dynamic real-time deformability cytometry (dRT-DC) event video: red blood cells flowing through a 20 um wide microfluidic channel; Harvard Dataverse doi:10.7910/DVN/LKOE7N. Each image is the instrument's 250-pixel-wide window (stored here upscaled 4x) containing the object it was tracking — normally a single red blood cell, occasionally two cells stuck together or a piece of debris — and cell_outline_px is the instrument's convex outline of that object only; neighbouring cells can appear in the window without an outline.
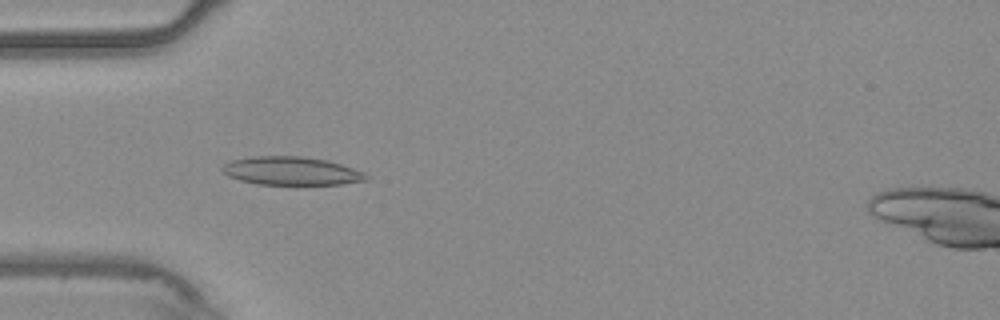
{"species": "common noctule bat (a hibernating species)", "species_latin": "Nyctalus noctula", "temperature_condition": "warm", "stored_images_in_passage": 53, "camera_frame_rate_fps": 3000, "um_per_image_px": 0.085, "animal": {"sex": "male", "body_mass_g": 20.4}, "frame": {"image": 1, "passage_image": 16, "time_ms": 5.0, "image_size_px": [1000, 320], "cell_outline_px": [[372, 176], [368, 180], [340, 184], [256, 184], [240, 180], [228, 176], [220, 168], [224, 164], [232, 160], [248, 156], [300, 156], [328, 160], [364, 172]], "centroid_in_image_um": [24.77, 14.52], "position_along_channel_um": 60.2, "area_um2": 23.81}}
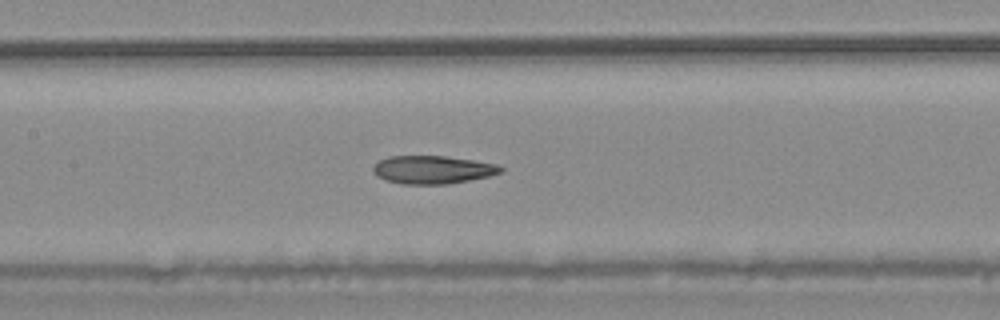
{"frame": {"image": 2, "passage_image": 25, "time_ms": 8.0, "image_size_px": [1000, 320], "cell_outline_px": [[504, 172], [488, 176], [448, 184], [400, 184], [376, 176], [372, 172], [372, 168], [380, 160], [388, 156], [444, 156], [472, 160], [496, 164], [504, 168]], "centroid_in_image_um": [36.76, 14.42], "position_along_channel_um": 170.6, "area_um2": 20.81}}
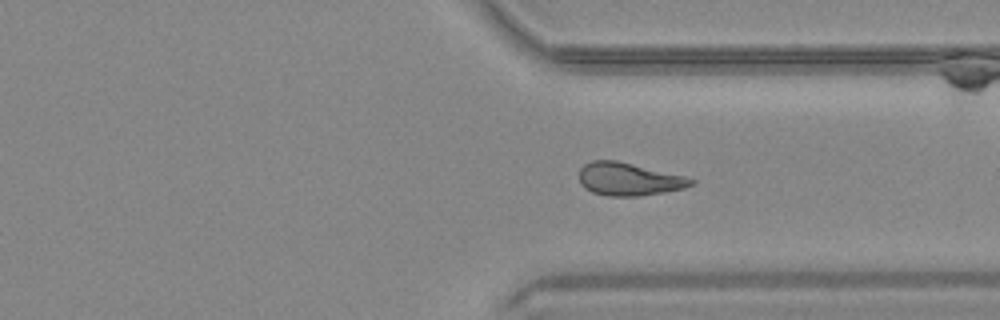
{"frame": {"image": 3, "passage_image": 40, "time_ms": 13.0, "image_size_px": [1000, 320], "cell_outline_px": [[696, 180], [692, 184], [684, 188], [664, 192], [636, 196], [608, 196], [592, 192], [584, 188], [580, 184], [580, 168], [584, 164], [592, 160], [616, 160], [684, 176]], "centroid_in_image_um": [53.41, 15.23], "position_along_channel_um": 358.0, "area_um2": 21.27}, "authors_computed_cell_mechanics": {"area_um2": 21.9062, "velocity_mm_per_s": 3.7509, "shape_relaxation_time_tau1_ms": null, "shape_relaxation_time_tau2_ms": 5.6711, "deformation_change_tau1": null, "deformation_change_tau2": 0.1238}}